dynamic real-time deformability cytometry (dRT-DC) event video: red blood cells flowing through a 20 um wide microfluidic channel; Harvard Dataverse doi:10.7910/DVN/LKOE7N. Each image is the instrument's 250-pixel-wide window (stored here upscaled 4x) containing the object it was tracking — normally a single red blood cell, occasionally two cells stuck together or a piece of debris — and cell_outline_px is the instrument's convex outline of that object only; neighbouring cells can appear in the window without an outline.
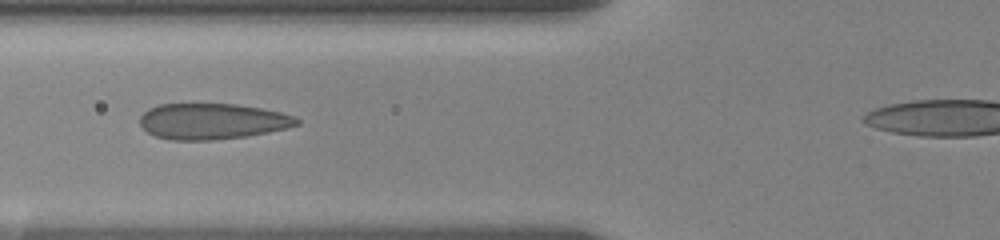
{"species": "human", "species_latin": "Homo sapiens", "temperature_condition": "room temperature", "stored_images_in_passage": 9, "camera_frame_rate_fps": 3000, "um_per_image_px": 0.085, "donor": {"sex": "female"}, "frame": {"image": 1, "passage_image": 6, "time_ms": 3.0, "image_size_px": [1000, 240], "cell_outline_px": [[300, 124], [268, 132], [248, 136], [212, 140], [172, 140], [156, 136], [148, 132], [140, 124], [140, 116], [148, 108], [160, 104], [236, 104], [260, 108], [280, 112], [296, 116], [300, 120]], "centroid_in_image_um": [18.04, 10.31], "position_along_channel_um": 107.8, "area_um2": 32.77}}
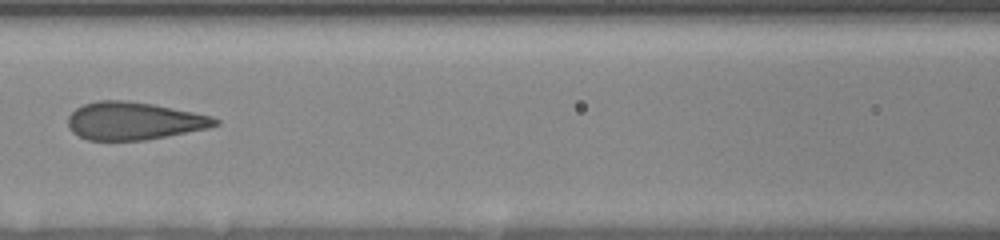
{"frame": {"image": 2, "passage_image": 8, "time_ms": 4.333, "image_size_px": [1000, 240], "cell_outline_px": [[220, 124], [208, 128], [144, 140], [88, 140], [72, 132], [68, 128], [68, 116], [76, 108], [84, 104], [96, 100], [128, 100], [152, 104], [212, 116], [220, 120]], "centroid_in_image_um": [11.36, 10.27], "position_along_channel_um": 155.2, "area_um2": 32.25}}